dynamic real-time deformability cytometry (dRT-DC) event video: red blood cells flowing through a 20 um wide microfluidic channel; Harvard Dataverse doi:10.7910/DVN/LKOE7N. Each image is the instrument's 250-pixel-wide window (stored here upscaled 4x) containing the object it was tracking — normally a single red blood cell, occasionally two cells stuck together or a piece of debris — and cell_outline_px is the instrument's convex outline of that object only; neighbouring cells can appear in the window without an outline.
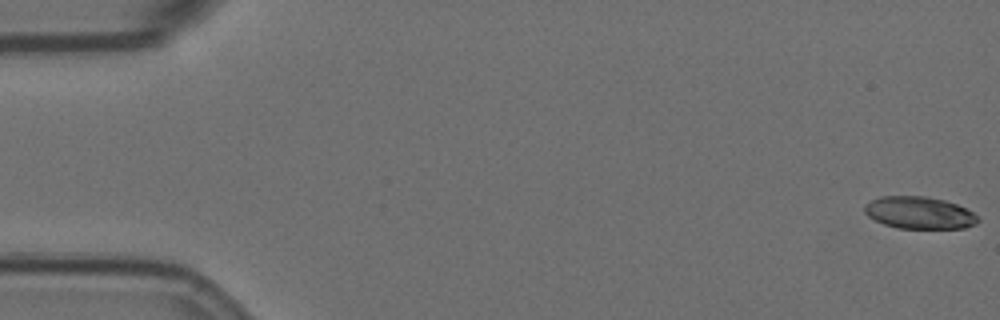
{"species": "Egyptian fruit bat (a non-hibernating species)", "species_latin": "Rousettus aegyptiacus", "temperature_condition": "room temperature", "stored_images_in_passage": 14, "camera_frame_rate_fps": 3000, "um_per_image_px": 0.085, "animal": {"sex": "female"}, "frame": {"image": 1, "passage_image": 1, "time_ms": 0.0, "image_size_px": [1000, 320], "cell_outline_px": [[980, 220], [976, 224], [964, 228], [896, 228], [884, 224], [868, 216], [864, 212], [864, 204], [880, 196], [928, 196], [944, 200], [956, 204], [972, 212]], "centroid_in_image_um": [78.12, 18.08], "position_along_channel_um": 6.9, "area_um2": 21.21}}
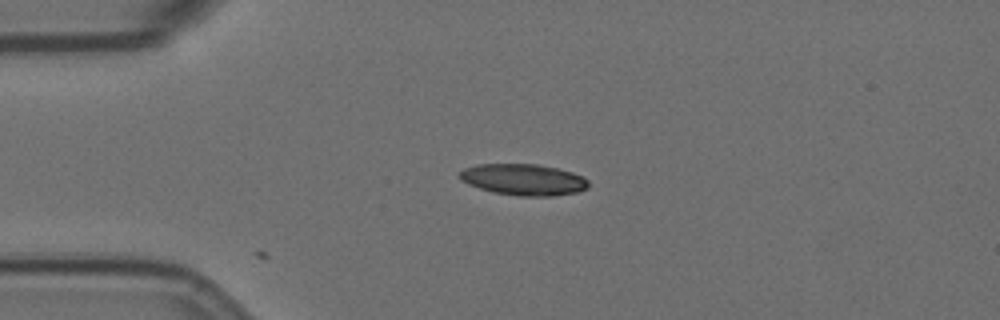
{"frame": {"image": 2, "passage_image": 14, "time_ms": 4.333, "image_size_px": [1000, 320], "cell_outline_px": [[588, 188], [576, 192], [552, 196], [520, 196], [492, 192], [468, 184], [460, 180], [456, 176], [464, 168], [476, 164], [536, 164], [556, 168], [572, 172], [584, 176], [588, 180]], "centroid_in_image_um": [44.47, 15.26], "position_along_channel_um": 40.5, "area_um2": 23.64}}